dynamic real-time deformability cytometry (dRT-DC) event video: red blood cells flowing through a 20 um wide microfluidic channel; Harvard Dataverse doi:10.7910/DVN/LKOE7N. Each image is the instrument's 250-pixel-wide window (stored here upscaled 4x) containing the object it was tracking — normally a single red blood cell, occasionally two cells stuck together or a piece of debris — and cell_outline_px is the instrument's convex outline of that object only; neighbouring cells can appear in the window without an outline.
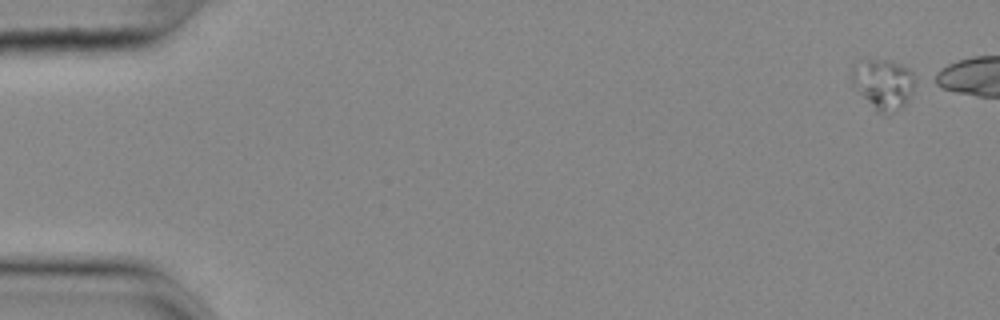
{"species": "common noctule bat (a hibernating species)", "species_latin": "Nyctalus noctula", "temperature_condition": "cold", "stored_images_in_passage": 9, "camera_frame_rate_fps": 3000, "um_per_image_px": 0.085, "animal": {"sex": "female", "body_mass_g": 25.1}, "frame": {"image": 1, "passage_image": 1, "time_ms": 0.0, "image_size_px": [1000, 320], "cell_outline_px": [[920, 80], [908, 100], [900, 108], [888, 116], [884, 116], [876, 112], [852, 84], [848, 72], [852, 68], [868, 60], [884, 60], [900, 64], [908, 68]], "centroid_in_image_um": [75.13, 7.19], "position_along_channel_um": 9.9, "area_um2": 18.96}}